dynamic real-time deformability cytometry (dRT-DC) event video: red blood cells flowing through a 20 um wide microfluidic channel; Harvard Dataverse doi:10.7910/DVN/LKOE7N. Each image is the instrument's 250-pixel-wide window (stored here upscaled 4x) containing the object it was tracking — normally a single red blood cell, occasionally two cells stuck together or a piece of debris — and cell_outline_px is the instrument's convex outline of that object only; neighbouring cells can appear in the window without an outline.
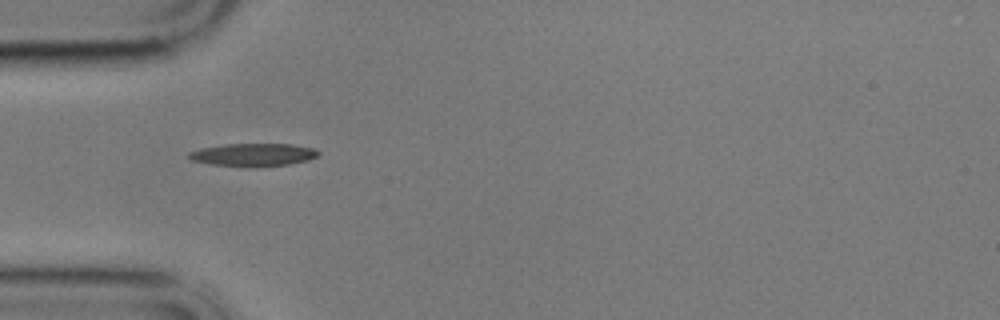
{"species": "common noctule bat (a hibernating species)", "species_latin": "Nyctalus noctula", "temperature_condition": "cold", "stored_images_in_passage": 2, "camera_frame_rate_fps": 3000, "um_per_image_px": 0.085, "animal": {"sex": "male", "body_mass_g": 17.9}, "frame": {"image": 1, "passage_image": 1, "time_ms": 0.0, "image_size_px": [1000, 320], "cell_outline_px": [[320, 156], [308, 160], [288, 164], [256, 168], [252, 168], [212, 164], [192, 160], [188, 156], [188, 152], [200, 148], [224, 144], [292, 144], [316, 148], [320, 152]], "centroid_in_image_um": [21.57, 13.16], "position_along_channel_um": 63.4, "area_um2": 17.57}}
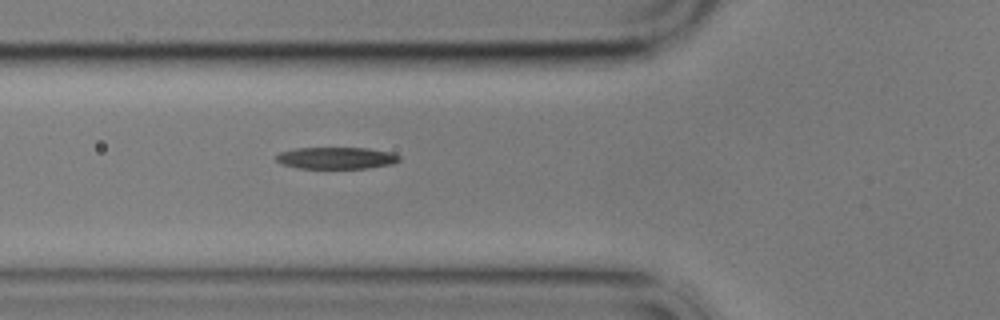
{"frame": {"image": 2, "passage_image": 2, "time_ms": 1.0, "image_size_px": [1000, 320], "cell_outline_px": [[400, 160], [392, 164], [368, 168], [296, 168], [280, 164], [276, 160], [276, 156], [280, 152], [296, 148], [368, 148], [392, 152], [400, 156]], "centroid_in_image_um": [28.58, 13.43], "position_along_channel_um": 97.2, "area_um2": 15.72}}